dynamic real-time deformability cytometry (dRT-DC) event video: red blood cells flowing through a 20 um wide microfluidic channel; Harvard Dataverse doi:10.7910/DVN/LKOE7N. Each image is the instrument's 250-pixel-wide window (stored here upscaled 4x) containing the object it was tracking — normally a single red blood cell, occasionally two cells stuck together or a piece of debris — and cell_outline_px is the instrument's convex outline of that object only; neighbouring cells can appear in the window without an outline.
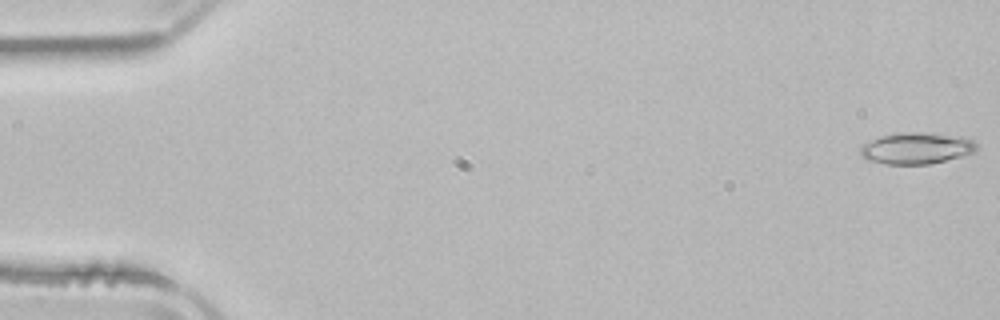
{"species": "common noctule bat (a hibernating species)", "species_latin": "Nyctalus noctula", "temperature_condition": "room temperature", "stored_images_in_passage": 4, "camera_frame_rate_fps": 3000, "um_per_image_px": 0.085, "animal": {"sex": "male", "body_mass_g": 21.5, "forearm_length_mm": 52.0}, "frame": {"image": 1, "passage_image": 1, "time_ms": 0.0, "image_size_px": [1000, 320], "cell_outline_px": [[980, 148], [976, 152], [928, 164], [884, 164], [868, 160], [860, 156], [860, 148], [864, 144], [880, 136], [904, 132], [920, 132], [960, 136], [972, 140]], "centroid_in_image_um": [77.9, 12.6], "position_along_channel_um": 7.1, "area_um2": 21.21}}